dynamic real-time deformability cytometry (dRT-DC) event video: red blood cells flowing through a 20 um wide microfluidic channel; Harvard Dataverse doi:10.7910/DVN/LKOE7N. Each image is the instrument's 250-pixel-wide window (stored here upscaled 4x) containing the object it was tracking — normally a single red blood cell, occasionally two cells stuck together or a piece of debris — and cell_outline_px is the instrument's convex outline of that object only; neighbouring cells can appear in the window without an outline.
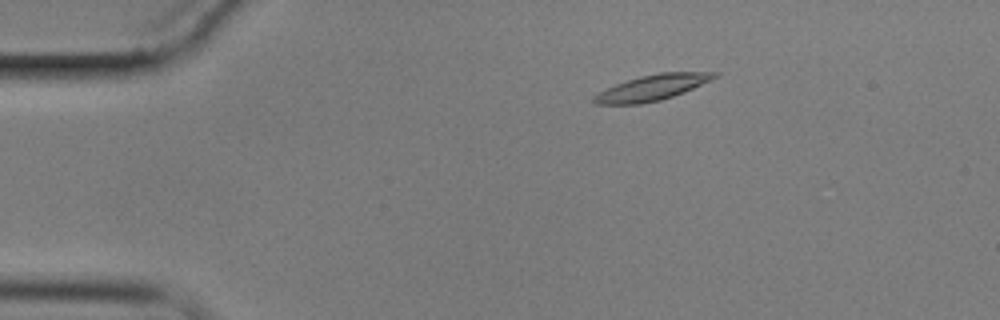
{"species": "common noctule bat (a hibernating species)", "species_latin": "Nyctalus noctula", "temperature_condition": "cold", "stored_images_in_passage": 4, "camera_frame_rate_fps": 3000, "um_per_image_px": 0.085, "animal": {"sex": "male", "body_mass_g": 17.9}, "frame": {"image": 1, "passage_image": 1, "time_ms": 0.0, "image_size_px": [1000, 320], "cell_outline_px": [[720, 76], [684, 92], [660, 100], [640, 104], [596, 104], [592, 100], [592, 96], [616, 84], [640, 76], [660, 72], [720, 72]], "centroid_in_image_um": [55.47, 7.44], "position_along_channel_um": 29.5, "area_um2": 17.86}}